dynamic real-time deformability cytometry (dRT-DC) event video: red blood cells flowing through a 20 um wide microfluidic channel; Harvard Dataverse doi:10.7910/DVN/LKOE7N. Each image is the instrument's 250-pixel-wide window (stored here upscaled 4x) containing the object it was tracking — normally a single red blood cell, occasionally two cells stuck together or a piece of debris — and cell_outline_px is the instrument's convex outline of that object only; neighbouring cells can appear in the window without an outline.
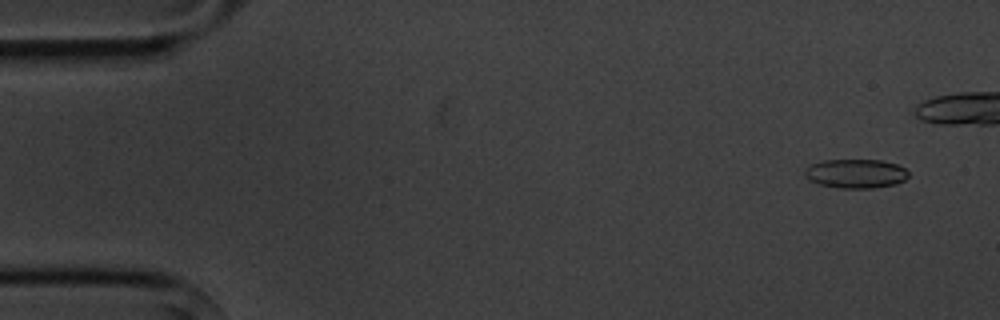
{"species": "common noctule bat (a hibernating species)", "species_latin": "Nyctalus noctula", "temperature_condition": "cold", "stored_images_in_passage": 6, "camera_frame_rate_fps": 3000, "um_per_image_px": 0.085, "animal": {"sex": "male", "body_mass_g": 20.1, "forearm_length_mm": 53.5}, "frame": {"image": 1, "passage_image": 1, "time_ms": 0.0, "image_size_px": [1000, 320], "cell_outline_px": [[908, 176], [904, 180], [896, 184], [872, 188], [840, 188], [820, 184], [808, 180], [804, 176], [804, 168], [808, 164], [824, 160], [880, 160], [896, 164], [904, 168], [908, 172]], "centroid_in_image_um": [72.69, 14.75], "position_along_channel_um": 12.3, "area_um2": 17.69}}